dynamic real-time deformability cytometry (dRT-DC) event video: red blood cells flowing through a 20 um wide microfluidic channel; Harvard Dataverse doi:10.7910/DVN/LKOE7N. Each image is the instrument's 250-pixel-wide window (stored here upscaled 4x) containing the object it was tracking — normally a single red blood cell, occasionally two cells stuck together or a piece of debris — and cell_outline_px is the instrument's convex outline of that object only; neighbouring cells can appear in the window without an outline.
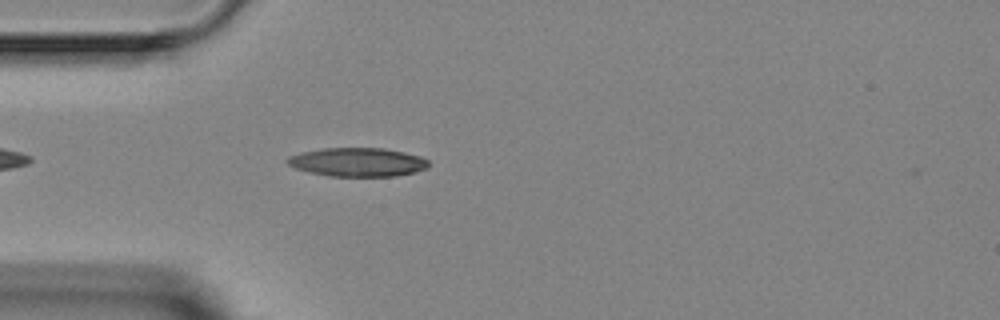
{"species": "Egyptian fruit bat (a non-hibernating species)", "species_latin": "Rousettus aegyptiacus", "temperature_condition": "room temperature", "stored_images_in_passage": 3, "camera_frame_rate_fps": 3000, "um_per_image_px": 0.085, "animal": {"sex": "female"}, "frame": {"image": 1, "passage_image": 3, "time_ms": 3.0, "image_size_px": [1000, 320], "cell_outline_px": [[428, 168], [416, 172], [396, 176], [328, 176], [308, 172], [296, 168], [288, 164], [284, 160], [288, 156], [300, 152], [324, 148], [384, 148], [404, 152], [420, 156], [428, 160]], "centroid_in_image_um": [30.38, 13.78], "position_along_channel_um": 54.6, "area_um2": 23.81}}